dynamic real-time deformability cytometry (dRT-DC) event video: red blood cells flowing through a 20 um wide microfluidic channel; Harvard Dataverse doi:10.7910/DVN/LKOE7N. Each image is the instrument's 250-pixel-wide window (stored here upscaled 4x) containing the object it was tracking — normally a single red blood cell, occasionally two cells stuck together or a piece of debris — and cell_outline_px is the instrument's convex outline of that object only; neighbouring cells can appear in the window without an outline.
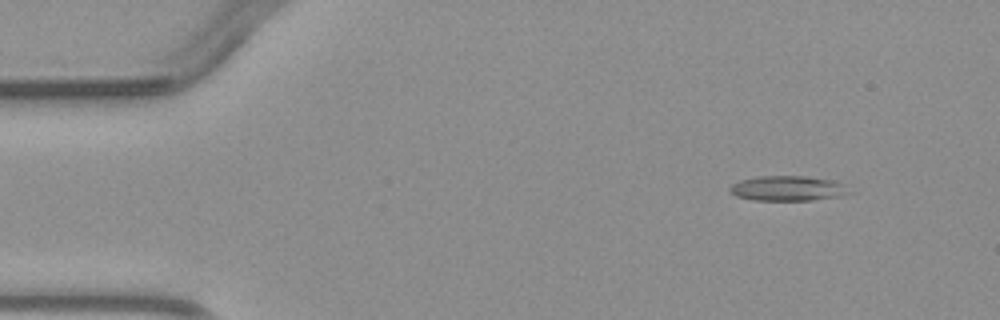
{"species": "common noctule bat (a hibernating species)", "species_latin": "Nyctalus noctula", "temperature_condition": "warm", "stored_images_in_passage": 4, "camera_frame_rate_fps": 3000, "um_per_image_px": 0.085, "animal": {"sex": "male", "body_mass_g": 23.1, "forearm_length_mm": 52.7}, "frame": {"image": 1, "passage_image": 2, "time_ms": 1.333, "image_size_px": [1000, 320], "cell_outline_px": [[852, 192], [840, 196], [812, 200], [752, 200], [736, 196], [728, 188], [732, 184], [740, 180], [760, 176], [804, 176], [836, 180], [844, 184]], "centroid_in_image_um": [66.99, 16.01], "position_along_channel_um": 18.0, "area_um2": 17.46}}